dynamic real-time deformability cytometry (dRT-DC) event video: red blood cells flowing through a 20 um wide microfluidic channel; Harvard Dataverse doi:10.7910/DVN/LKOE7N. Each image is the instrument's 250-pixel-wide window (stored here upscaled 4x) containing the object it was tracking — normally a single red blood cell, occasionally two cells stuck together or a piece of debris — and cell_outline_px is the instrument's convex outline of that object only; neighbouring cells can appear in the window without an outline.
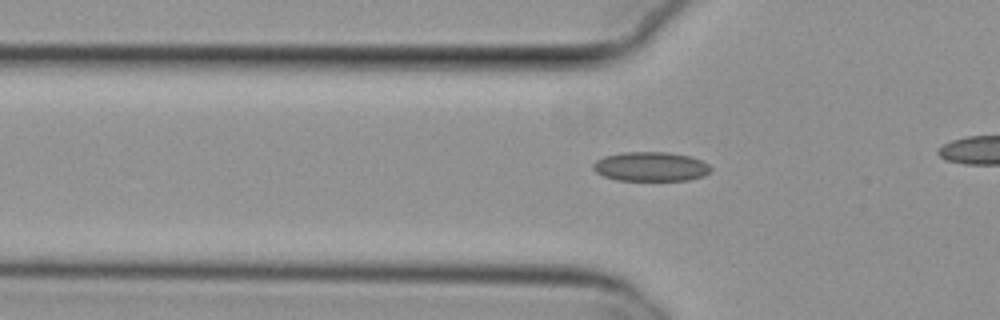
{"species": "common noctule bat (a hibernating species)", "species_latin": "Nyctalus noctula", "temperature_condition": "cold", "stored_images_in_passage": 35, "camera_frame_rate_fps": 3000, "um_per_image_px": 0.085, "animal": {"sex": "female", "body_mass_g": 29.2, "forearm_length_mm": 56.3}, "frame": {"image": 1, "passage_image": 19, "time_ms": 6.0, "image_size_px": [1000, 320], "cell_outline_px": [[712, 168], [704, 176], [688, 180], [616, 180], [604, 176], [596, 172], [592, 168], [592, 164], [596, 160], [604, 156], [624, 152], [668, 152], [688, 156], [700, 160], [708, 164]], "centroid_in_image_um": [55.29, 14.16], "position_along_channel_um": 70.5, "area_um2": 20.06}}
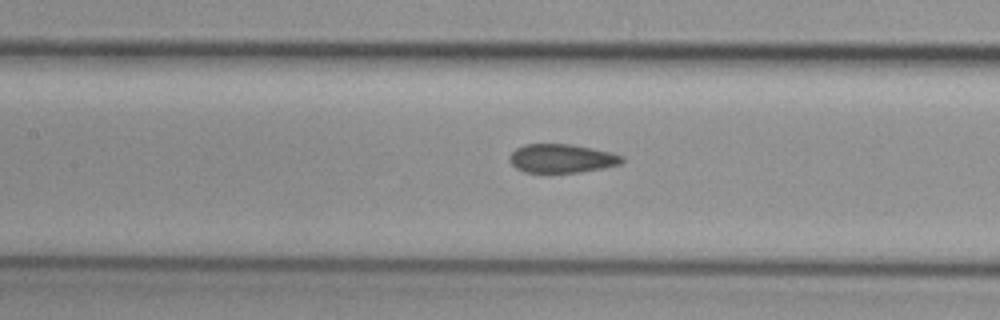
{"frame": {"image": 2, "passage_image": 26, "time_ms": 8.333, "image_size_px": [1000, 320], "cell_outline_px": [[624, 160], [620, 164], [604, 168], [580, 172], [524, 172], [516, 168], [508, 160], [508, 156], [516, 148], [524, 144], [572, 144], [612, 152], [624, 156]], "centroid_in_image_um": [47.75, 13.46], "position_along_channel_um": 159.7, "area_um2": 18.96}}
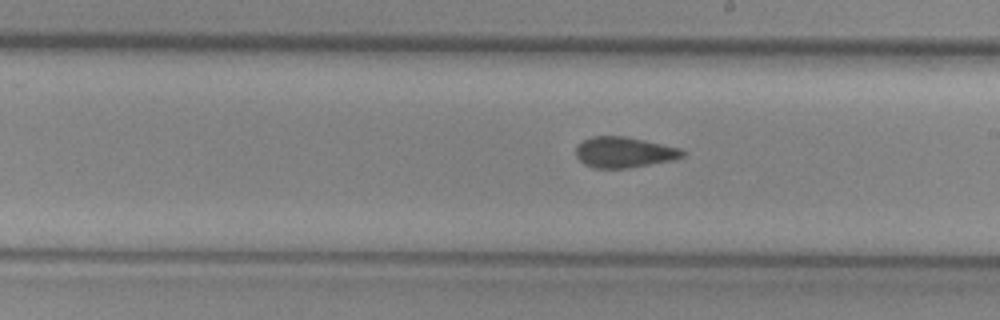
{"frame": {"image": 3, "passage_image": 32, "time_ms": 10.333, "image_size_px": [1000, 320], "cell_outline_px": [[684, 156], [676, 160], [628, 168], [592, 168], [584, 164], [576, 156], [576, 144], [592, 136], [624, 136], [644, 140], [680, 148], [684, 152]], "centroid_in_image_um": [53.04, 12.95], "position_along_channel_um": 236.0, "area_um2": 19.19}}